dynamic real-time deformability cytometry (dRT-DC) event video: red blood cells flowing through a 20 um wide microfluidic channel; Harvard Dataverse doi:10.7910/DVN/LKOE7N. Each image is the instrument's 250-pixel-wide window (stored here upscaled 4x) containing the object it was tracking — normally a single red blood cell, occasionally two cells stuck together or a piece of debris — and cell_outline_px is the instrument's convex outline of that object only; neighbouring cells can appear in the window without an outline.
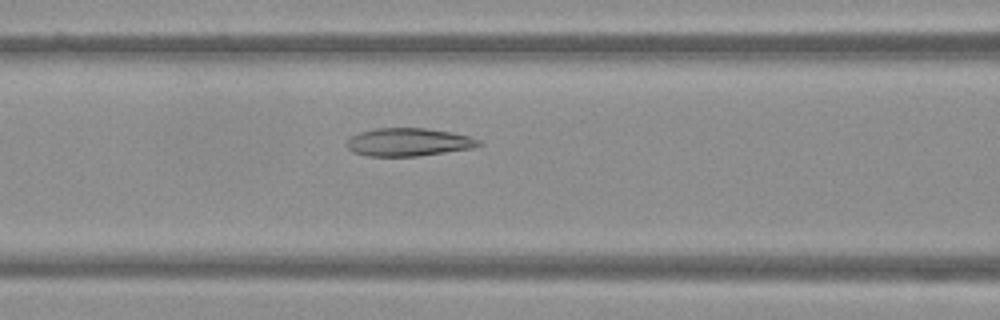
{"species": "Egyptian fruit bat (a non-hibernating species)", "species_latin": "Rousettus aegyptiacus", "temperature_condition": "warm", "stored_images_in_passage": 50, "camera_frame_rate_fps": 3000, "um_per_image_px": 0.085, "frame": {"image": 1, "passage_image": 21, "time_ms": 6.667, "image_size_px": [1000, 320], "cell_outline_px": [[484, 144], [472, 148], [416, 156], [368, 156], [352, 152], [344, 144], [352, 136], [360, 132], [376, 128], [424, 128], [452, 132], [468, 136], [480, 140]], "centroid_in_image_um": [34.71, 12.08], "position_along_channel_um": 131.9, "area_um2": 21.5}}
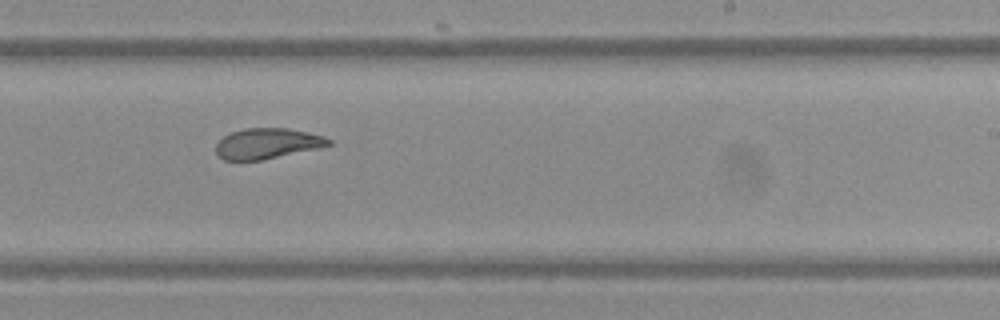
{"frame": {"image": 2, "passage_image": 31, "time_ms": 10.0, "image_size_px": [1000, 320], "cell_outline_px": [[332, 144], [320, 148], [260, 160], [224, 160], [216, 152], [216, 144], [228, 132], [244, 128], [288, 128], [324, 136], [332, 140]], "centroid_in_image_um": [22.72, 12.19], "position_along_channel_um": 266.3, "area_um2": 20.06}}
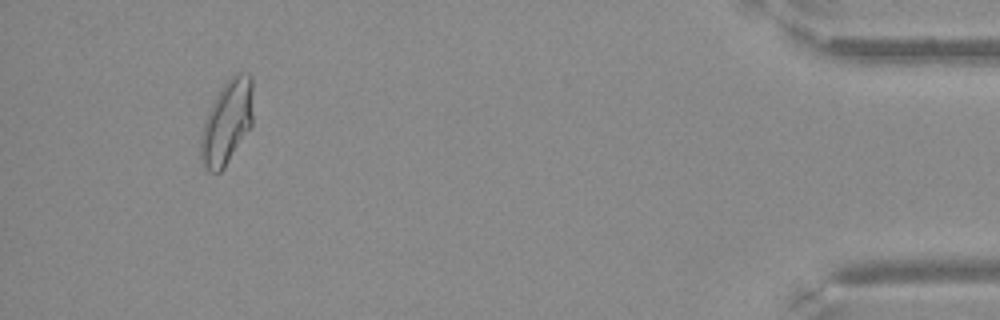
{"frame": {"image": 3, "passage_image": 47, "time_ms": 15.333, "image_size_px": [1000, 320], "cell_outline_px": [[252, 124], [224, 168], [220, 172], [212, 172], [204, 168], [200, 160], [200, 132], [204, 120], [216, 96], [224, 84], [232, 76], [248, 72], [252, 76]], "centroid_in_image_um": [19.26, 10.42], "position_along_channel_um": 415.9, "area_um2": 25.43}}